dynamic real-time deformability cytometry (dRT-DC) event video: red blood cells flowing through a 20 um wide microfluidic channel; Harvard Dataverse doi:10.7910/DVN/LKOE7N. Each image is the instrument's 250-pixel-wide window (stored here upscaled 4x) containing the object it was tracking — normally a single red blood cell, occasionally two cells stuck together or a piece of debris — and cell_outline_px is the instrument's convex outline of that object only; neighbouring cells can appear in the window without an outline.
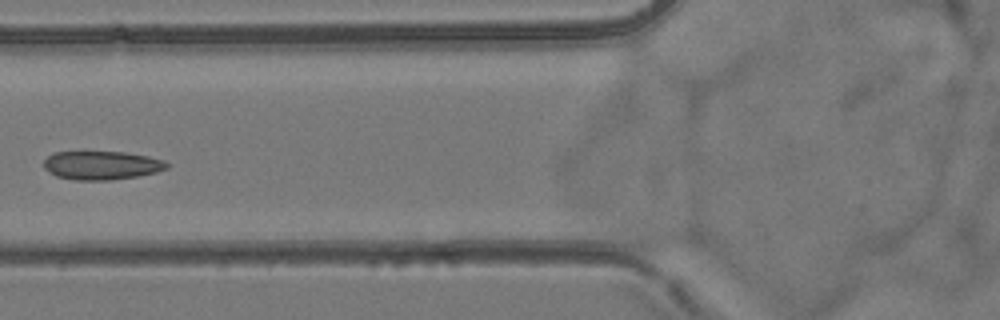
{"species": "common noctule bat (a hibernating species)", "species_latin": "Nyctalus noctula", "temperature_condition": "room temperature", "stored_images_in_passage": 5, "camera_frame_rate_fps": 3000, "um_per_image_px": 0.085, "animal": {"sex": "female", "body_mass_g": 24.6, "forearm_length_mm": 56.2}, "frame": {"image": 1, "passage_image": 5, "time_ms": 4.667, "image_size_px": [1000, 320], "cell_outline_px": [[168, 168], [156, 172], [136, 176], [112, 180], [72, 180], [56, 176], [48, 172], [44, 168], [44, 160], [48, 156], [56, 152], [124, 152], [148, 156], [164, 160], [168, 164]], "centroid_in_image_um": [8.62, 14.06], "position_along_channel_um": 117.2, "area_um2": 20.52}}